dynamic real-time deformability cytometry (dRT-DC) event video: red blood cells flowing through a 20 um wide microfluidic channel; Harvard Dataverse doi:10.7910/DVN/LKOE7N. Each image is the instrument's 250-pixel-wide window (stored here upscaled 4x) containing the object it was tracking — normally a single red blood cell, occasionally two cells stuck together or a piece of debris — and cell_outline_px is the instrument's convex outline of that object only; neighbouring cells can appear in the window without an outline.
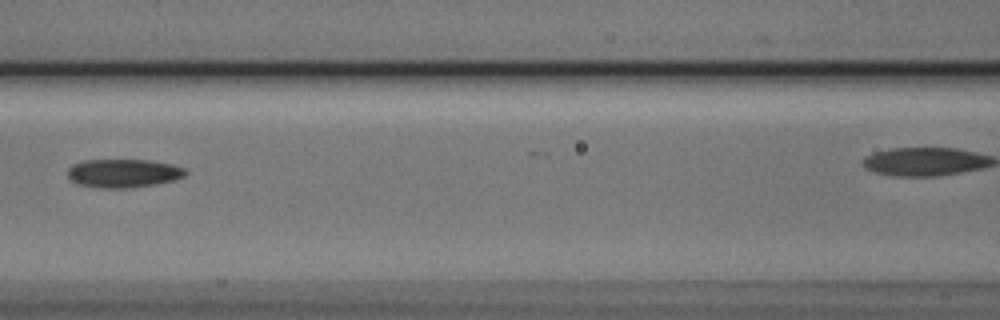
{"species": "Egyptian fruit bat (a non-hibernating species)", "species_latin": "Rousettus aegyptiacus", "temperature_condition": "cold", "stored_images_in_passage": 5, "segment_of_instrument_passage": [1, 2], "camera_frame_rate_fps": 3000, "um_per_image_px": 0.085, "animal": {"sex": "male"}, "frame": {"image": 1, "passage_image": 4, "time_ms": 1.0, "image_size_px": [1000, 320], "cell_outline_px": [[188, 172], [184, 176], [172, 180], [156, 184], [132, 188], [100, 188], [76, 184], [68, 176], [68, 168], [72, 164], [84, 160], [148, 160], [172, 164], [184, 168]], "centroid_in_image_um": [10.47, 14.73], "position_along_channel_um": 156.1, "area_um2": 19.65}}